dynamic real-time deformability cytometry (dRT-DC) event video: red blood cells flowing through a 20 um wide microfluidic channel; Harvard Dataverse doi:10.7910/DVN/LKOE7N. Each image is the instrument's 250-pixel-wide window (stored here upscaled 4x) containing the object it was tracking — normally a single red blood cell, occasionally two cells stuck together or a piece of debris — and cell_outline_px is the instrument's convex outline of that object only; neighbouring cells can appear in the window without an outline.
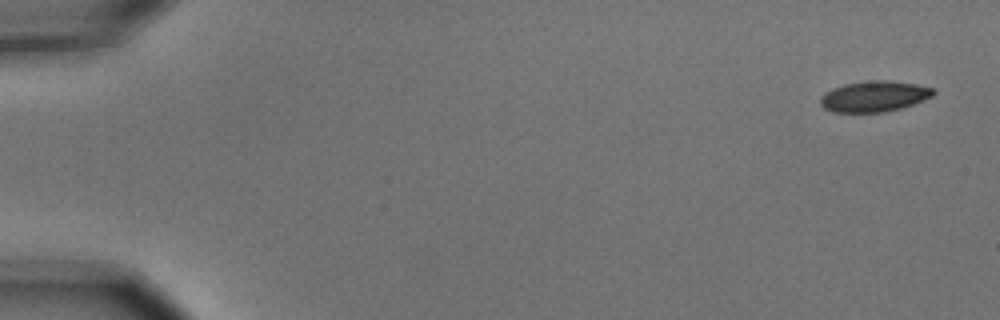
{"species": "common noctule bat (a hibernating species)", "species_latin": "Nyctalus noctula", "temperature_condition": "cold", "stored_images_in_passage": 5, "camera_frame_rate_fps": 3000, "um_per_image_px": 0.085, "animal": {"sex": "male", "body_mass_g": 15.6}, "frame": {"image": 1, "passage_image": 1, "time_ms": 0.0, "image_size_px": [1000, 320], "cell_outline_px": [[936, 92], [932, 96], [912, 104], [900, 108], [884, 112], [836, 112], [824, 108], [820, 104], [820, 96], [824, 92], [832, 88], [844, 84], [876, 80], [888, 80], [916, 84], [936, 88]], "centroid_in_image_um": [74.3, 8.18], "position_along_channel_um": 10.7, "area_um2": 20.23}}
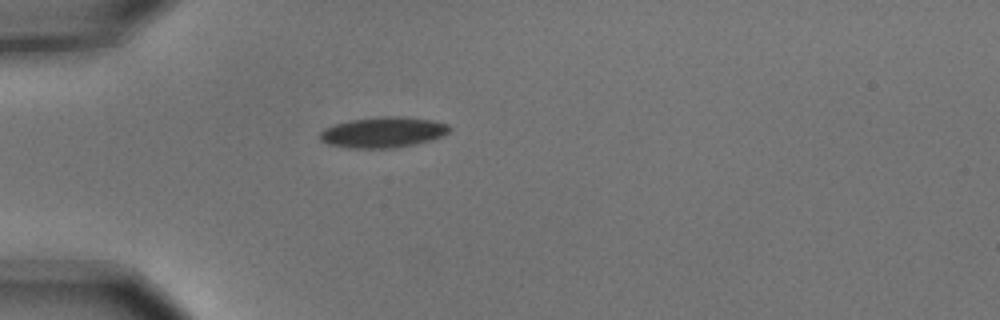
{"frame": {"image": 2, "passage_image": 5, "time_ms": 1.333, "image_size_px": [1000, 320], "cell_outline_px": [[452, 128], [448, 132], [440, 136], [428, 140], [412, 144], [392, 148], [352, 148], [328, 144], [320, 140], [320, 132], [324, 128], [332, 124], [352, 120], [384, 116], [404, 116], [432, 120], [448, 124]], "centroid_in_image_um": [32.53, 11.23], "position_along_channel_um": 52.5, "area_um2": 22.95}}